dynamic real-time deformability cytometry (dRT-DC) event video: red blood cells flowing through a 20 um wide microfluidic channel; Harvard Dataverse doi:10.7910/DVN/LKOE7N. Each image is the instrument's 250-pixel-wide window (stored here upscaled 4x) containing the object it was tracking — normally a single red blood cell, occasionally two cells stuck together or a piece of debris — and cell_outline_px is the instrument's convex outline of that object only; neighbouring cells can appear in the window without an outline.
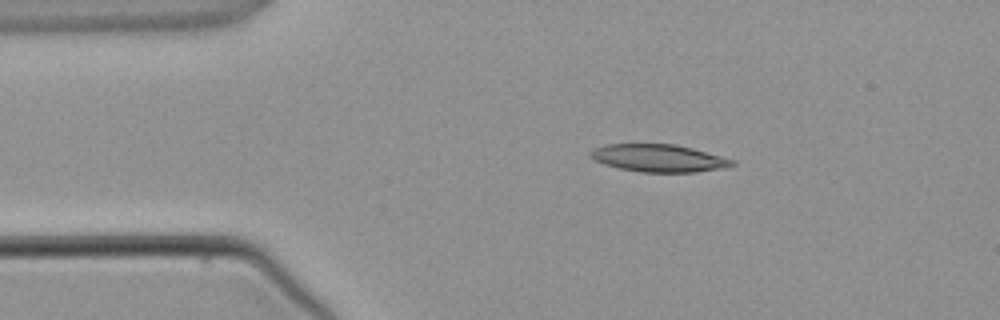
{"species": "common noctule bat (a hibernating species)", "species_latin": "Nyctalus noctula", "temperature_condition": "warm", "stored_images_in_passage": 3, "camera_frame_rate_fps": 3000, "um_per_image_px": 0.085, "animal": {"sex": "male", "body_mass_g": 21.5, "forearm_length_mm": 52.0}, "frame": {"image": 1, "passage_image": 2, "time_ms": 1.333, "image_size_px": [1000, 320], "cell_outline_px": [[736, 164], [724, 168], [692, 172], [640, 172], [620, 168], [604, 164], [596, 160], [588, 152], [596, 148], [608, 144], [676, 144], [692, 148], [736, 160]], "centroid_in_image_um": [56.03, 13.44], "position_along_channel_um": 29.0, "area_um2": 22.54}}